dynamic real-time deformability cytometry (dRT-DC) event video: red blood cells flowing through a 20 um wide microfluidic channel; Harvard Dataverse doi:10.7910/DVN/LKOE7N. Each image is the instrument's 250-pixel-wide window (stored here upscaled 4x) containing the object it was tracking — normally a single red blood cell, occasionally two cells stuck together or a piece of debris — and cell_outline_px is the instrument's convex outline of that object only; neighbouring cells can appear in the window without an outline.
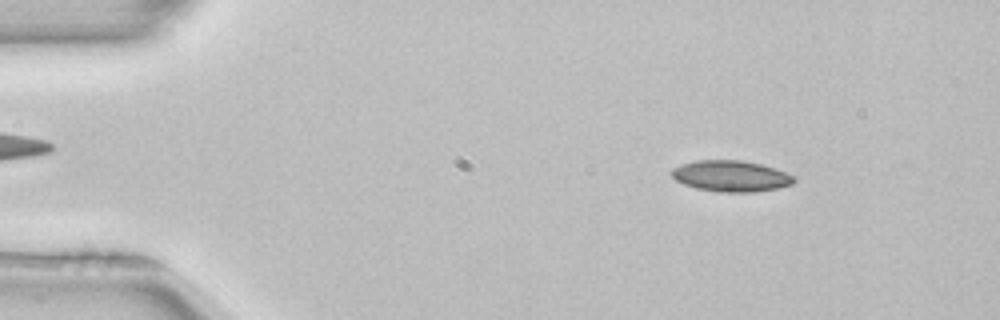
{"species": "common noctule bat (a hibernating species)", "species_latin": "Nyctalus noctula", "temperature_condition": "room temperature", "stored_images_in_passage": 50, "camera_frame_rate_fps": 3000, "um_per_image_px": 0.085, "animal": {"sex": "female", "body_mass_g": 22.7, "forearm_length_mm": 54.2}, "frame": {"image": 1, "passage_image": 6, "time_ms": 1.667, "image_size_px": [1000, 320], "cell_outline_px": [[796, 180], [792, 184], [776, 188], [752, 192], [720, 192], [696, 188], [684, 184], [676, 180], [672, 176], [672, 168], [696, 160], [740, 160], [760, 164], [784, 172], [792, 176]], "centroid_in_image_um": [62.1, 14.97], "position_along_channel_um": 22.9, "area_um2": 21.79}}
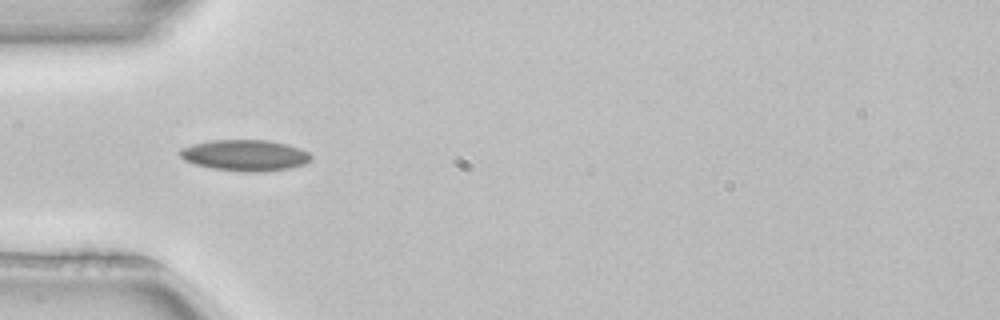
{"frame": {"image": 2, "passage_image": 15, "time_ms": 4.667, "image_size_px": [1000, 320], "cell_outline_px": [[312, 160], [304, 164], [292, 168], [264, 172], [244, 172], [212, 168], [196, 164], [184, 160], [180, 156], [180, 148], [192, 144], [212, 140], [268, 140], [288, 144], [300, 148], [308, 152], [312, 156]], "centroid_in_image_um": [20.86, 13.2], "position_along_channel_um": 64.1, "area_um2": 23.99}}
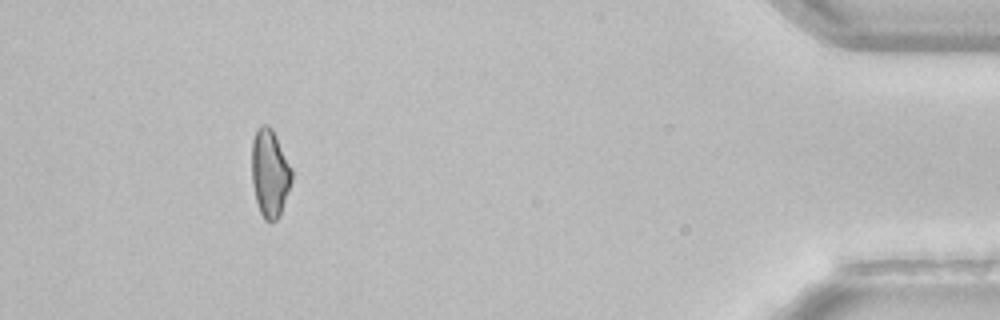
{"frame": {"image": 3, "passage_image": 46, "time_ms": 15.0, "image_size_px": [1000, 320], "cell_outline_px": [[292, 180], [280, 216], [276, 220], [264, 220], [260, 212], [256, 200], [252, 184], [252, 140], [256, 128], [260, 124], [268, 124], [272, 128], [292, 168]], "centroid_in_image_um": [22.93, 14.68], "position_along_channel_um": 412.3, "area_um2": 20.58}}